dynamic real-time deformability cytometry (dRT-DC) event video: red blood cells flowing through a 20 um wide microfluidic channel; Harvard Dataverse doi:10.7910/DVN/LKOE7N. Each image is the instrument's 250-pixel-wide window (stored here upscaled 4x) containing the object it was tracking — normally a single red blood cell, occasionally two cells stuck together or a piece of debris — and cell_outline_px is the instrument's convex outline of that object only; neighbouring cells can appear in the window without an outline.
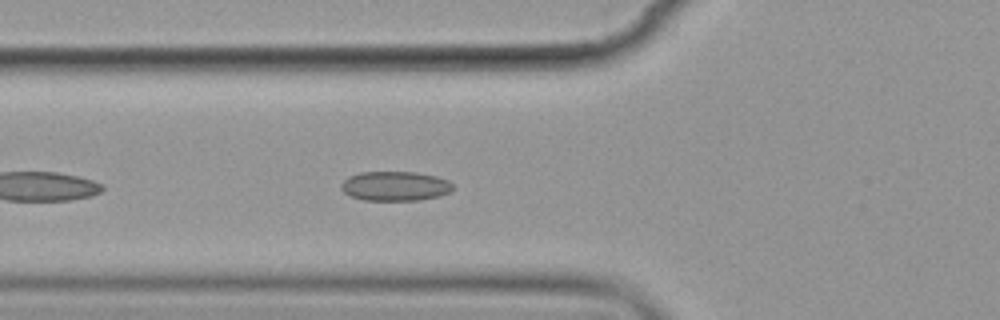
{"species": "common noctule bat (a hibernating species)", "species_latin": "Nyctalus noctula", "temperature_condition": "cold", "stored_images_in_passage": 6, "camera_frame_rate_fps": 3000, "um_per_image_px": 0.085, "animal": {"sex": "female", "body_mass_g": 19.9}, "frame": {"image": 1, "passage_image": 6, "time_ms": 6.667, "image_size_px": [1000, 320], "cell_outline_px": [[452, 188], [448, 192], [436, 196], [416, 200], [364, 200], [348, 196], [340, 188], [340, 184], [348, 176], [360, 172], [416, 172], [436, 176], [448, 180], [452, 184]], "centroid_in_image_um": [33.51, 15.81], "position_along_channel_um": 92.3, "area_um2": 19.13}}